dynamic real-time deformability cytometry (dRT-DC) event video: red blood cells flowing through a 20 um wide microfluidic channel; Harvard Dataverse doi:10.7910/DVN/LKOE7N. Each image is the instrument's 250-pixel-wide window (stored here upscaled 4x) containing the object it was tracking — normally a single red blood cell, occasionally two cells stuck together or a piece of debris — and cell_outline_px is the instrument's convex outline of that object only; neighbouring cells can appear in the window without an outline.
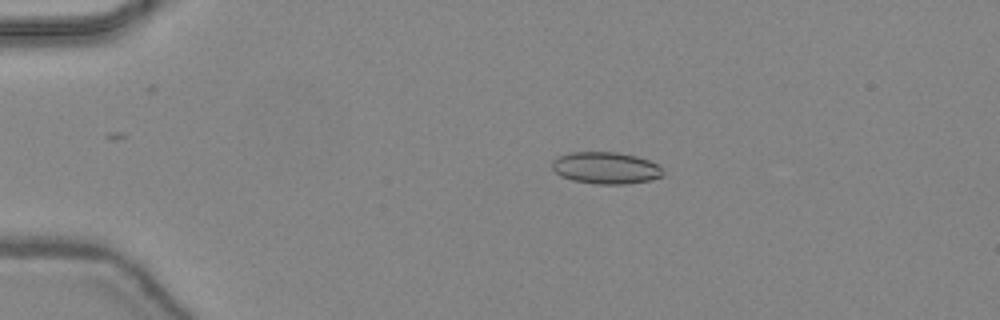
{"species": "common noctule bat (a hibernating species)", "species_latin": "Nyctalus noctula", "temperature_condition": "warm", "stored_images_in_passage": 39, "camera_frame_rate_fps": 3000, "um_per_image_px": 0.085, "animal": {"sex": "female", "body_mass_g": 24.6, "forearm_length_mm": 56.2}, "frame": {"image": 1, "passage_image": 8, "time_ms": 2.333, "image_size_px": [1000, 320], "cell_outline_px": [[664, 176], [652, 180], [628, 184], [596, 184], [572, 180], [560, 176], [552, 168], [552, 160], [556, 156], [572, 152], [616, 152], [636, 156], [648, 160], [656, 164], [664, 172]], "centroid_in_image_um": [51.48, 14.28], "position_along_channel_um": 33.5, "area_um2": 20.75}}
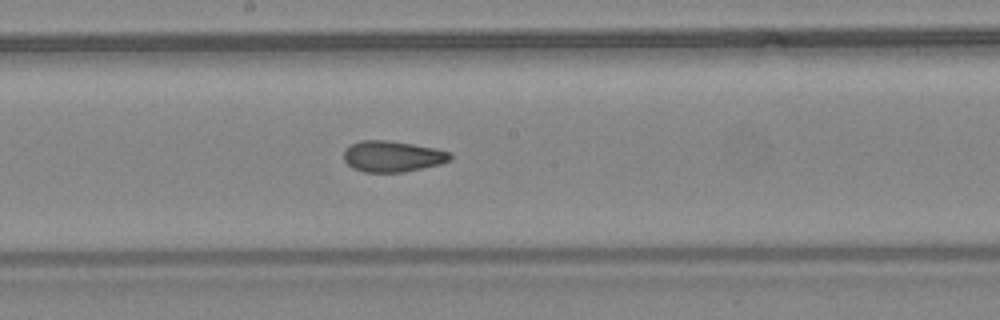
{"frame": {"image": 2, "passage_image": 24, "time_ms": 7.667, "image_size_px": [1000, 320], "cell_outline_px": [[452, 160], [440, 164], [404, 172], [364, 172], [352, 168], [344, 160], [344, 148], [360, 140], [388, 140], [436, 148], [452, 152]], "centroid_in_image_um": [33.37, 13.29], "position_along_channel_um": 214.8, "area_um2": 19.42}}
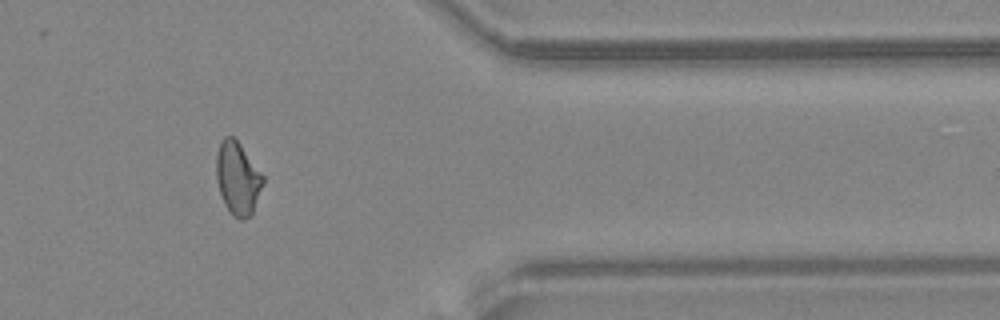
{"frame": {"image": 3, "passage_image": 37, "time_ms": 12.0, "image_size_px": [1000, 320], "cell_outline_px": [[264, 184], [252, 216], [244, 220], [240, 220], [232, 216], [224, 204], [220, 192], [216, 176], [216, 156], [220, 144], [224, 136], [232, 136], [240, 144], [264, 176]], "centroid_in_image_um": [20.22, 15.21], "position_along_channel_um": 391.2, "area_um2": 20.0}, "authors_computed_cell_mechanics": {"area_um2": 19.8832, "velocity_mm_per_s": 4.4691, "shape_relaxation_time_tau1_ms": null, "shape_relaxation_time_tau2_ms": 1.7618, "deformation_change_tau1": null, "deformation_change_tau2": 0.0925}}